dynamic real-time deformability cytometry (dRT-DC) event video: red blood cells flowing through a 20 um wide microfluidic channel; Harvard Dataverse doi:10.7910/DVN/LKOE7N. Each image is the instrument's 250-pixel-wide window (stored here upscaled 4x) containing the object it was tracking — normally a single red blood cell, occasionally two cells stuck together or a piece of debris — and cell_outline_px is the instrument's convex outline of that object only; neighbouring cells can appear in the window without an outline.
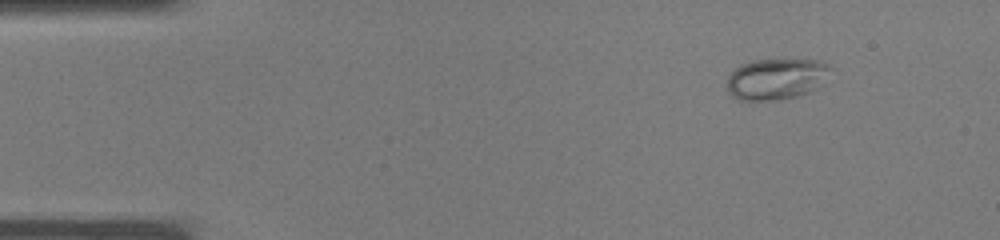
{"species": "common noctule bat (a hibernating species)", "species_latin": "Nyctalus noctula", "temperature_condition": "warm", "stored_images_in_passage": 36, "camera_frame_rate_fps": 3000, "um_per_image_px": 0.085, "animal": {"sex": "male", "body_mass_g": 19.0, "forearm_length_mm": 50.8}, "frame": {"image": 1, "passage_image": 3, "time_ms": 0.667, "image_size_px": [1000, 240], "cell_outline_px": [[832, 68], [816, 88], [808, 92], [796, 96], [780, 100], [740, 100], [732, 96], [728, 92], [728, 76], [740, 64], [752, 60], [816, 60], [828, 64]], "centroid_in_image_um": [65.94, 6.71], "position_along_channel_um": 19.1, "area_um2": 24.51}}
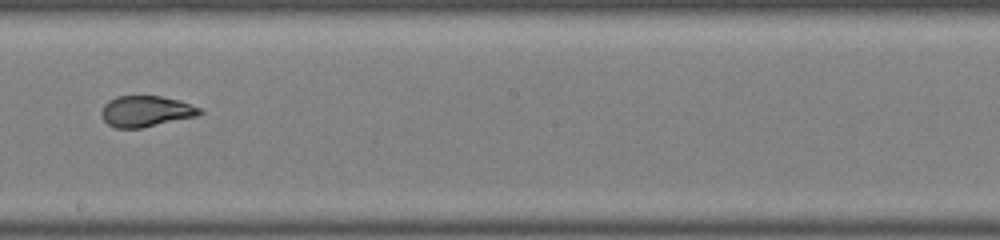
{"frame": {"image": 2, "passage_image": 20, "time_ms": 6.333, "image_size_px": [1000, 240], "cell_outline_px": [[204, 112], [196, 116], [144, 128], [116, 128], [108, 124], [104, 120], [100, 112], [104, 104], [108, 100], [116, 96], [160, 96], [180, 100], [200, 108]], "centroid_in_image_um": [12.39, 9.46], "position_along_channel_um": 235.8, "area_um2": 17.86}}
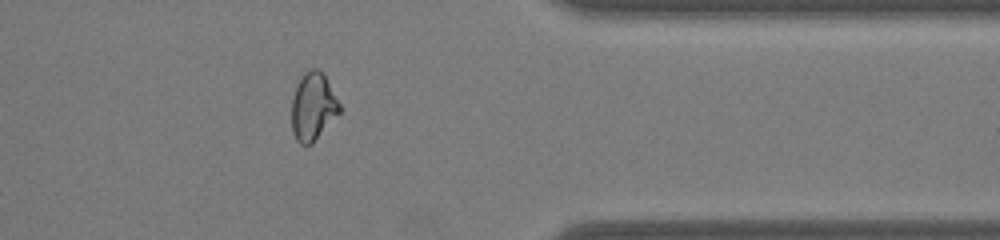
{"frame": {"image": 3, "passage_image": 29, "time_ms": 9.333, "image_size_px": [1000, 240], "cell_outline_px": [[344, 108], [312, 144], [300, 144], [296, 140], [292, 132], [292, 96], [296, 84], [304, 72], [312, 68], [316, 68], [324, 72]], "centroid_in_image_um": [26.64, 9.03], "position_along_channel_um": 384.8, "area_um2": 19.48}}